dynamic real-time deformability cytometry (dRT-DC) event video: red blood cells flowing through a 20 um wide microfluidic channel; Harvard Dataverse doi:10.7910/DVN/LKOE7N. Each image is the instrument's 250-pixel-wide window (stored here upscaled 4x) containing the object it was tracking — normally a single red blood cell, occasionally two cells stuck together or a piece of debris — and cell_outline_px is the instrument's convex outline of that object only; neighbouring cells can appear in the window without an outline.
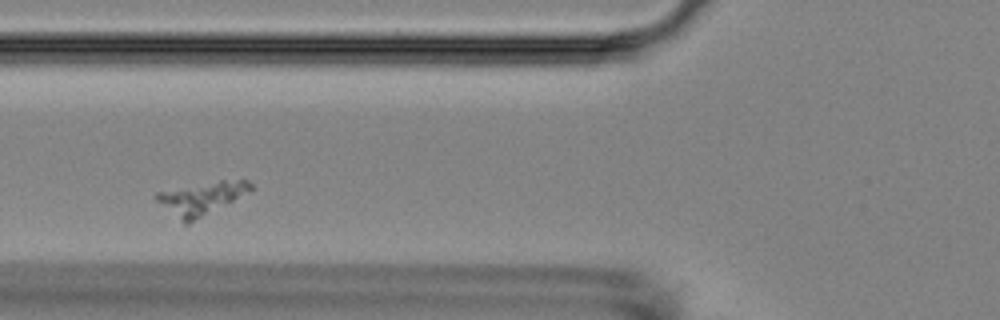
{"species": "Egyptian fruit bat (a non-hibernating species)", "species_latin": "Rousettus aegyptiacus", "temperature_condition": "room temperature", "stored_images_in_passage": 6, "camera_frame_rate_fps": 3000, "um_per_image_px": 0.085, "animal": {"sex": "female"}, "frame": {"image": 1, "passage_image": 3, "time_ms": 2.333, "image_size_px": [1000, 320], "cell_outline_px": [[252, 192], [188, 224], [184, 224], [156, 200], [152, 196], [156, 192], [220, 180], [248, 180], [252, 184]], "centroid_in_image_um": [17.16, 16.85], "position_along_channel_um": 108.6, "area_um2": 17.98}}
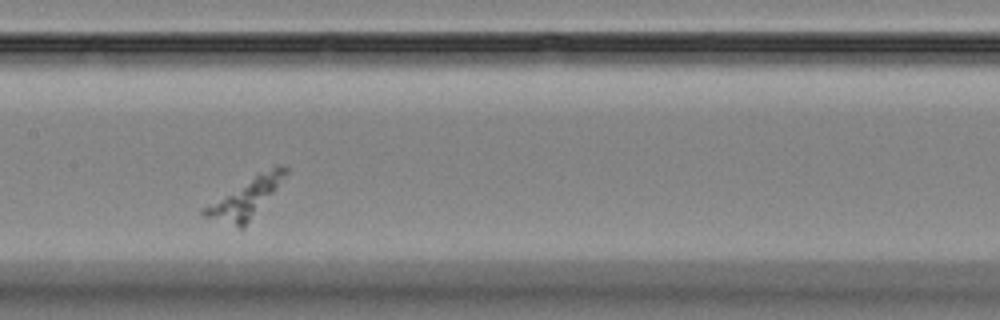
{"frame": {"image": 2, "passage_image": 5, "time_ms": 4.667, "image_size_px": [1000, 320], "cell_outline_px": [[288, 172], [276, 188], [244, 228], [240, 228], [204, 216], [200, 212], [200, 208], [260, 172], [276, 164], [284, 164], [288, 168]], "centroid_in_image_um": [20.86, 16.82], "position_along_channel_um": 186.5, "area_um2": 18.15}}